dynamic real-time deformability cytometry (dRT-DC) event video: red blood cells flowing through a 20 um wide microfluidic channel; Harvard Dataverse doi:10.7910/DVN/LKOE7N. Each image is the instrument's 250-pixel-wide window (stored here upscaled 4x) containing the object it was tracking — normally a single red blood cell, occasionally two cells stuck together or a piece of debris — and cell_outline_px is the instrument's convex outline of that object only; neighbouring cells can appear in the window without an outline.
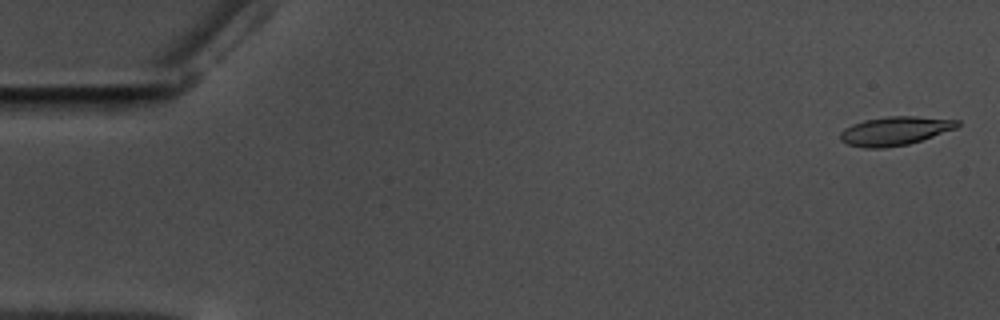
{"species": "common noctule bat (a hibernating species)", "species_latin": "Nyctalus noctula", "temperature_condition": "warm", "stored_images_in_passage": 58, "camera_frame_rate_fps": 3000, "um_per_image_px": 0.085, "animal": {"sex": "male", "body_mass_g": 17.5, "forearm_length_mm": 52.3}, "frame": {"image": 1, "passage_image": 1, "time_ms": 0.0, "image_size_px": [1000, 320], "cell_outline_px": [[960, 124], [956, 128], [908, 144], [884, 148], [864, 148], [848, 144], [840, 140], [840, 132], [844, 128], [852, 124], [864, 120], [888, 116], [916, 116], [960, 120]], "centroid_in_image_um": [76.04, 11.12], "position_along_channel_um": 9.0, "area_um2": 19.54}}
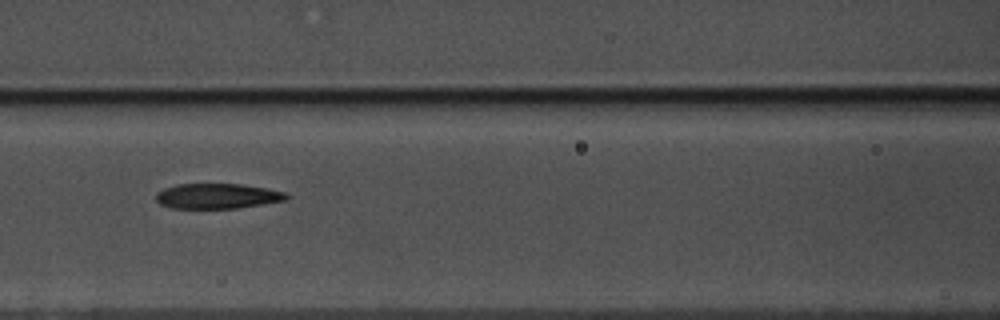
{"frame": {"image": 2, "passage_image": 25, "time_ms": 8.0, "image_size_px": [1000, 320], "cell_outline_px": [[288, 196], [284, 200], [236, 208], [168, 208], [160, 204], [156, 200], [156, 192], [164, 188], [176, 184], [244, 184], [268, 188], [284, 192]], "centroid_in_image_um": [18.41, 16.66], "position_along_channel_um": 148.2, "area_um2": 19.07}}
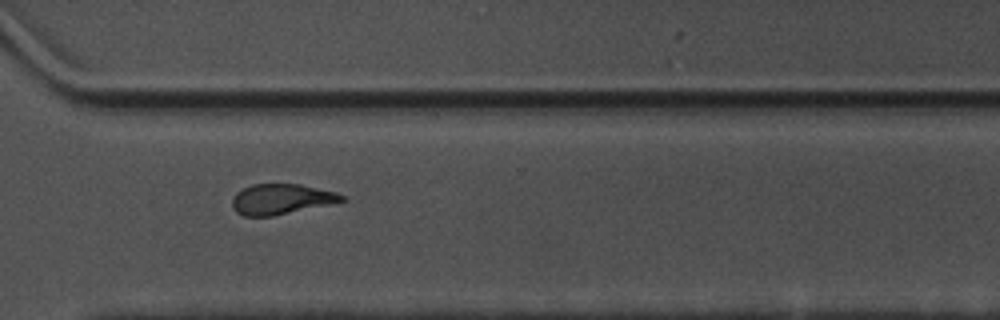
{"frame": {"image": 3, "passage_image": 42, "time_ms": 13.667, "image_size_px": [1000, 320], "cell_outline_px": [[348, 200], [272, 216], [244, 216], [236, 212], [232, 208], [232, 200], [236, 192], [252, 184], [300, 184], [336, 192], [344, 196]], "centroid_in_image_um": [23.89, 16.92], "position_along_channel_um": 346.7, "area_um2": 19.31}, "authors_computed_cell_mechanics": {"area_um2": 20.1433, "velocity_mm_per_s": 3.5091, "shape_relaxation_time_tau1_ms": 4.9846, "shape_relaxation_time_tau2_ms": 2.5276, "deformation_change_tau1": 0.1714, "deformation_change_tau2": 0.1162}}